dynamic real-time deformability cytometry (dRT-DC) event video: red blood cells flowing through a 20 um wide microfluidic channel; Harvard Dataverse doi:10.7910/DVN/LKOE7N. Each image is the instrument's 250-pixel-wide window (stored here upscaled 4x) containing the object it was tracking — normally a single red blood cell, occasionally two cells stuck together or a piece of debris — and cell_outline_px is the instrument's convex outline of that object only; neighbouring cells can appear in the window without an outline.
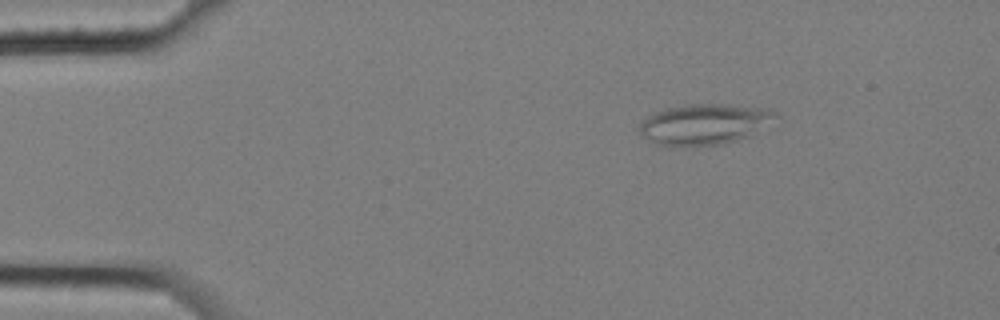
{"species": "common noctule bat (a hibernating species)", "species_latin": "Nyctalus noctula", "temperature_condition": "cold", "stored_images_in_passage": 3, "camera_frame_rate_fps": 3000, "um_per_image_px": 0.085, "animal": {"sex": "female", "body_mass_g": 25.1}, "frame": {"image": 1, "passage_image": 1, "time_ms": 0.0, "image_size_px": [1000, 320], "cell_outline_px": [[780, 116], [748, 136], [724, 144], [668, 148], [656, 144], [640, 136], [640, 124], [648, 116], [664, 108], [684, 104], [724, 104], [772, 108]], "centroid_in_image_um": [59.85, 10.57], "position_along_channel_um": 25.2, "area_um2": 32.83}}